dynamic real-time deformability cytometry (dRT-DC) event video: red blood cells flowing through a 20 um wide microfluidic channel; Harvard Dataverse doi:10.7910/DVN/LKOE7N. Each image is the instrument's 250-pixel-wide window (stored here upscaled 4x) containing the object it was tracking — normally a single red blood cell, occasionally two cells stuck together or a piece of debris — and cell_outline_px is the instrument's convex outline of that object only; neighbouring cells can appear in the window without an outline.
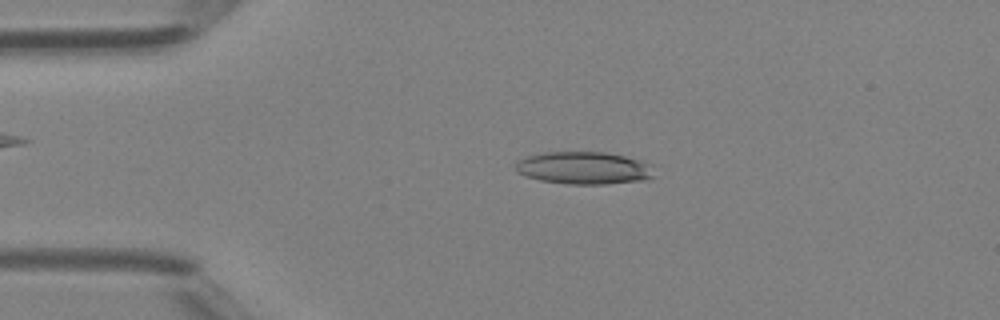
{"species": "Egyptian fruit bat (a non-hibernating species)", "species_latin": "Rousettus aegyptiacus", "temperature_condition": "room temperature", "stored_images_in_passage": 47, "camera_frame_rate_fps": 3000, "um_per_image_px": 0.085, "animal": {"sex": "female"}, "frame": {"image": 1, "passage_image": 10, "time_ms": 3.0, "image_size_px": [1000, 320], "cell_outline_px": [[660, 164], [656, 176], [644, 180], [604, 184], [568, 184], [540, 180], [524, 176], [516, 172], [516, 160], [528, 156], [544, 152], [604, 152], [644, 160]], "centroid_in_image_um": [49.77, 14.27], "position_along_channel_um": 35.2, "area_um2": 27.05}}
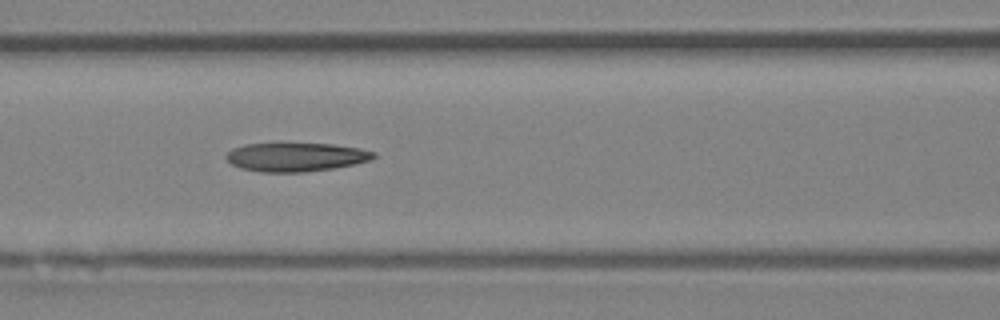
{"frame": {"image": 2, "passage_image": 20, "time_ms": 6.333, "image_size_px": [1000, 320], "cell_outline_px": [[376, 156], [368, 160], [352, 164], [332, 168], [304, 172], [260, 172], [240, 168], [232, 164], [224, 156], [232, 148], [244, 144], [332, 144], [360, 148], [376, 152]], "centroid_in_image_um": [25.12, 13.35], "position_along_channel_um": 141.5, "area_um2": 24.45}}
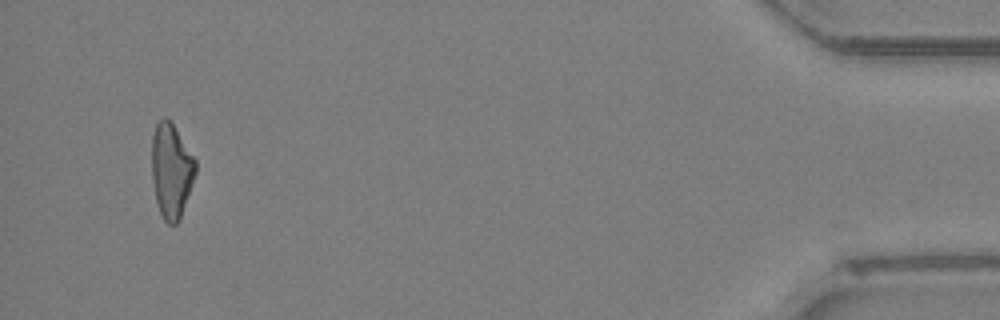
{"frame": {"image": 3, "passage_image": 45, "time_ms": 14.667, "image_size_px": [1000, 320], "cell_outline_px": [[196, 172], [180, 220], [176, 224], [168, 224], [164, 220], [160, 212], [156, 200], [152, 180], [152, 136], [156, 124], [164, 116], [172, 124], [196, 160]], "centroid_in_image_um": [14.55, 14.53], "position_along_channel_um": 420.6, "area_um2": 23.87}, "authors_computed_cell_mechanics": {"area_um2": 24.9118, "velocity_mm_per_s": 4.3176, "shape_relaxation_time_tau1_ms": null, "shape_relaxation_time_tau2_ms": 6.5492, "deformation_change_tau1": null, "deformation_change_tau2": 0.189}}